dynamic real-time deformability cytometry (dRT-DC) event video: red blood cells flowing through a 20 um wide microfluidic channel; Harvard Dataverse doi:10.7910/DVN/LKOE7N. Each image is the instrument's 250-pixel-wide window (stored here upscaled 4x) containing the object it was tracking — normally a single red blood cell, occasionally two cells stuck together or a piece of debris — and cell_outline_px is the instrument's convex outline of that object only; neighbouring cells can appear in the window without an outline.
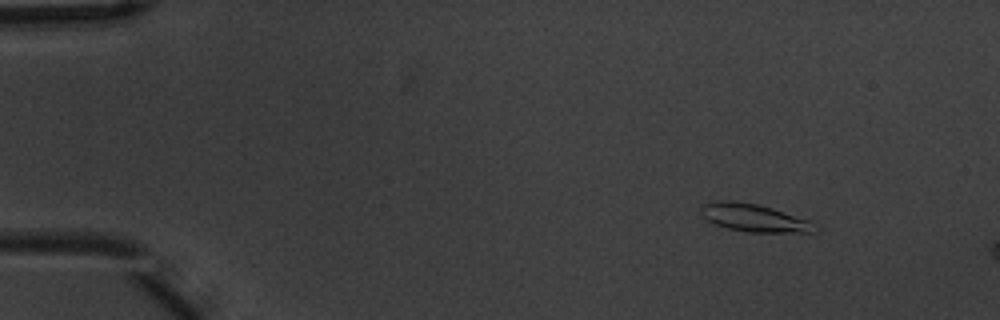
{"species": "common noctule bat (a hibernating species)", "species_latin": "Nyctalus noctula", "temperature_condition": "warm", "stored_images_in_passage": 3, "camera_frame_rate_fps": 3000, "um_per_image_px": 0.085, "animal": {"sex": "male", "body_mass_g": 20.1, "forearm_length_mm": 53.5}, "frame": {"image": 1, "passage_image": 1, "time_ms": 0.0, "image_size_px": [1000, 320], "cell_outline_px": [[812, 232], [748, 232], [728, 228], [716, 224], [708, 220], [700, 212], [700, 204], [716, 200], [736, 200], [756, 204], [772, 208], [808, 220], [812, 228]], "centroid_in_image_um": [63.95, 18.48], "position_along_channel_um": 21.0, "area_um2": 18.03}}